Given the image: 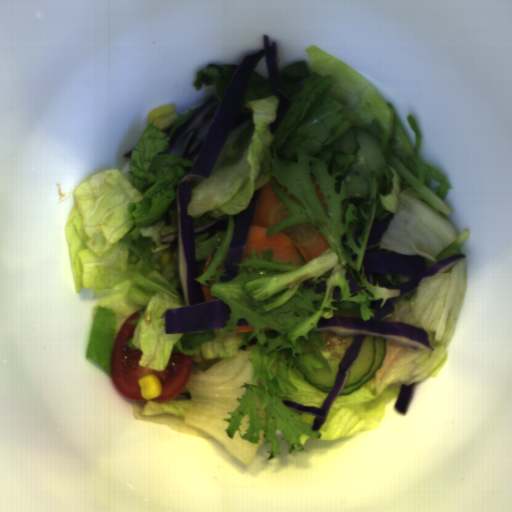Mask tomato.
<instances>
[{
  "mask_svg": "<svg viewBox=\"0 0 512 512\" xmlns=\"http://www.w3.org/2000/svg\"><path fill=\"white\" fill-rule=\"evenodd\" d=\"M137 310L124 320L119 328L109 359L111 382L118 393L130 401L146 403L141 394L140 378L149 373L155 374L161 385V393L153 402L170 401L180 394L189 382L194 355H186L178 348L172 351L164 370H154L140 365L142 352L131 348L127 339L132 338L137 325L131 324L134 318H139Z\"/></svg>",
  "mask_w": 512,
  "mask_h": 512,
  "instance_id": "512abeb7",
  "label": "tomato"
}]
</instances>
